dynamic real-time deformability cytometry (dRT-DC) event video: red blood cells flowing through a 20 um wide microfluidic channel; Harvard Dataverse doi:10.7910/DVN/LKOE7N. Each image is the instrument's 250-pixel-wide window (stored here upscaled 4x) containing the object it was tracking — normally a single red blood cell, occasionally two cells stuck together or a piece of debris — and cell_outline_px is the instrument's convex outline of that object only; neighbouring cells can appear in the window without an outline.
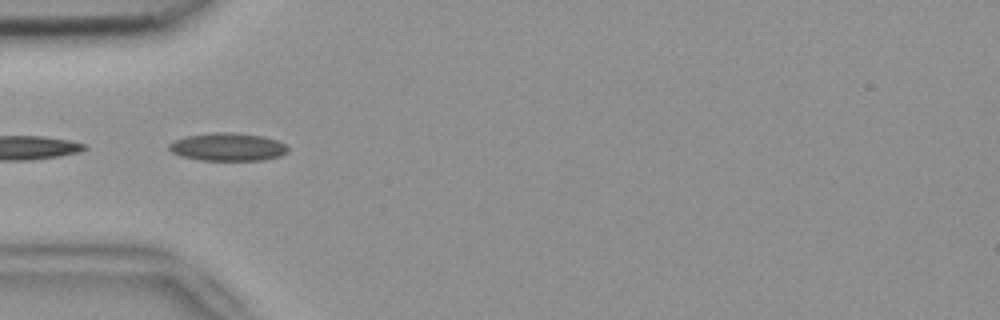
{"species": "common noctule bat (a hibernating species)", "species_latin": "Nyctalus noctula", "temperature_condition": "room temperature", "stored_images_in_passage": 4, "camera_frame_rate_fps": 3000, "um_per_image_px": 0.085, "animal": {"sex": "female", "body_mass_g": 18.4}, "frame": {"image": 1, "passage_image": 1, "time_ms": 0.0, "image_size_px": [1000, 320], "cell_outline_px": [[288, 152], [280, 156], [264, 160], [200, 160], [180, 156], [172, 152], [168, 148], [168, 144], [172, 140], [184, 136], [212, 132], [232, 132], [264, 136], [276, 140], [284, 144], [288, 148]], "centroid_in_image_um": [19.32, 12.48], "position_along_channel_um": 65.7, "area_um2": 19.59}}